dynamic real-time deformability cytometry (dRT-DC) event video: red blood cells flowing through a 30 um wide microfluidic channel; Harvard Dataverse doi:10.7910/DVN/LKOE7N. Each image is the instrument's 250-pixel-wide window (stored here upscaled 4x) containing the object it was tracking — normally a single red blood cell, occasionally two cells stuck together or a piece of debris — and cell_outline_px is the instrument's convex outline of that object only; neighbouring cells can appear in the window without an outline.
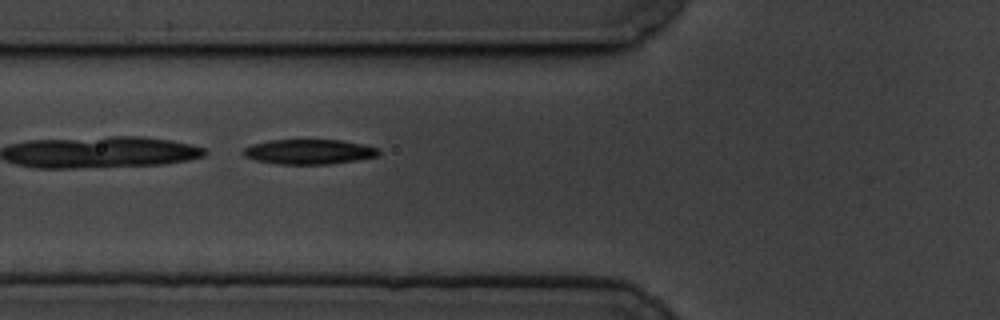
{"species": "common noctule bat (a hibernating species)", "species_latin": "Nyctalus noctula", "temperature_condition": "cold", "stored_images_in_passage": 38, "camera_frame_rate_fps": 3000, "um_per_image_px": 0.085, "animal": {"sex": "male", "body_mass_g": 19.5, "forearm_length_mm": 54.6}, "frame": {"image": 1, "passage_image": 3, "time_ms": 0.667, "image_size_px": [1000, 320], "cell_outline_px": [[380, 152], [376, 156], [356, 160], [328, 164], [280, 164], [256, 160], [244, 156], [240, 152], [244, 148], [252, 144], [268, 140], [340, 140], [364, 144], [380, 148]], "centroid_in_image_um": [26.25, 12.89], "position_along_channel_um": 99.5, "area_um2": 19.65}}
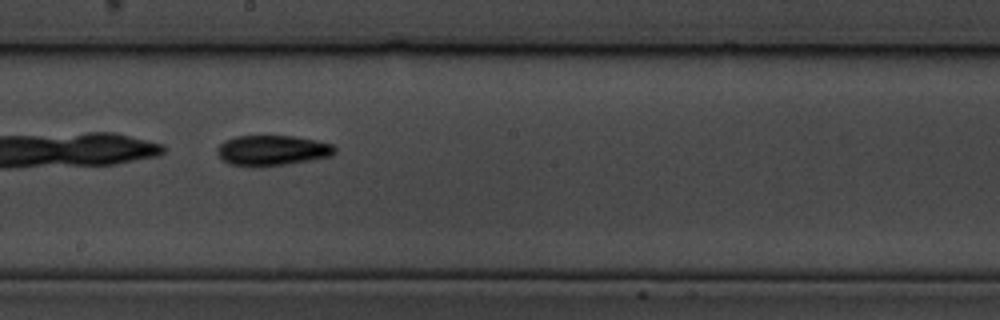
{"frame": {"image": 2, "passage_image": 14, "time_ms": 4.333, "image_size_px": [1000, 320], "cell_outline_px": [[336, 152], [332, 156], [284, 164], [256, 168], [228, 164], [216, 152], [216, 148], [224, 140], [236, 136], [292, 136], [316, 140], [332, 144], [336, 148]], "centroid_in_image_um": [23.11, 12.79], "position_along_channel_um": 225.1, "area_um2": 20.92}}
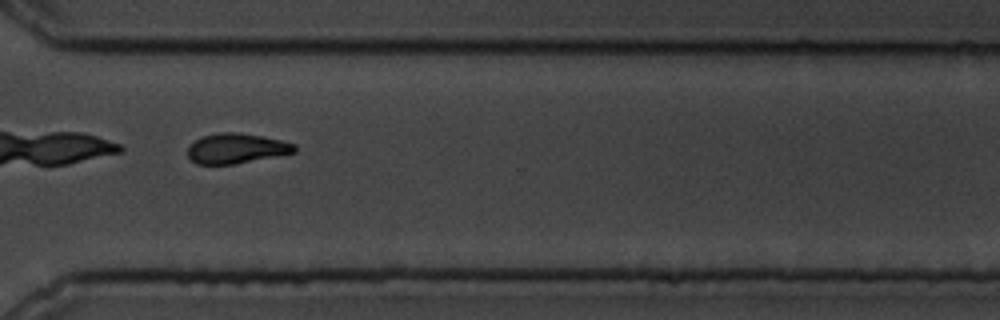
{"frame": {"image": 3, "passage_image": 25, "time_ms": 8.0, "image_size_px": [1000, 320], "cell_outline_px": [[296, 152], [236, 164], [196, 164], [188, 156], [188, 148], [200, 136], [220, 132], [240, 132], [280, 140], [296, 144]], "centroid_in_image_um": [20.09, 12.61], "position_along_channel_um": 350.5, "area_um2": 18.67}}